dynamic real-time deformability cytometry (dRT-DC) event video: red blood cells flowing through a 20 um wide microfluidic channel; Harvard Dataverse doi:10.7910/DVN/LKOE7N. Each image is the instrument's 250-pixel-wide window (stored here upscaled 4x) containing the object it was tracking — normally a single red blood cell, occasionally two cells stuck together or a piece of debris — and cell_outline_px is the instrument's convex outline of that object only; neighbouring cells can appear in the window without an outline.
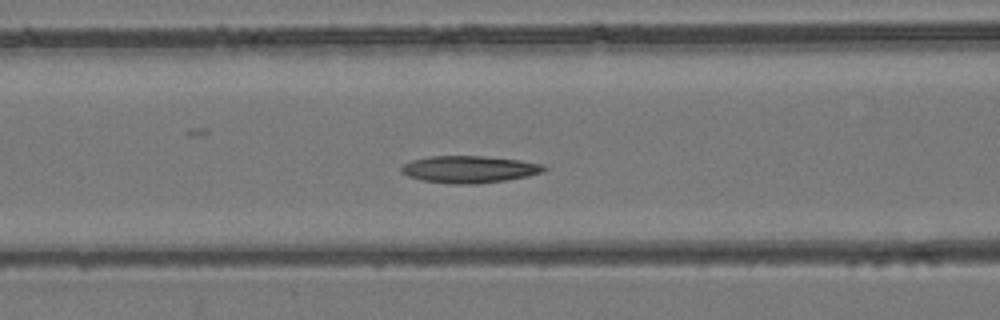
{"species": "common noctule bat (a hibernating species)", "species_latin": "Nyctalus noctula", "temperature_condition": "room temperature", "stored_images_in_passage": 48, "camera_frame_rate_fps": 3000, "um_per_image_px": 0.085, "animal": {"sex": "female", "body_mass_g": 24.6, "forearm_length_mm": 56.2}, "frame": {"image": 1, "passage_image": 19, "time_ms": 6.0, "image_size_px": [1000, 320], "cell_outline_px": [[548, 168], [544, 172], [528, 176], [480, 184], [452, 184], [420, 180], [408, 176], [400, 172], [400, 168], [404, 164], [412, 160], [432, 156], [484, 156], [520, 160], [544, 164]], "centroid_in_image_um": [39.91, 14.39], "position_along_channel_um": 126.7, "area_um2": 22.66}}
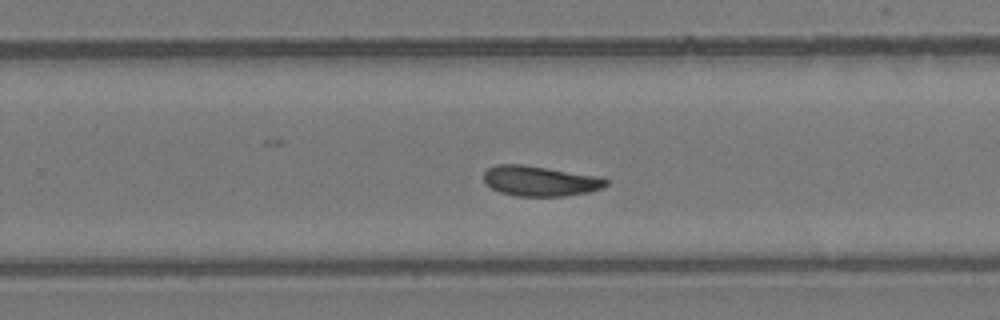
{"frame": {"image": 2, "passage_image": 30, "time_ms": 9.667, "image_size_px": [1000, 320], "cell_outline_px": [[608, 184], [604, 188], [588, 192], [564, 196], [516, 196], [500, 192], [492, 188], [484, 180], [484, 172], [488, 168], [496, 164], [520, 164], [600, 176], [608, 180]], "centroid_in_image_um": [45.93, 15.38], "position_along_channel_um": 283.9, "area_um2": 21.5}}
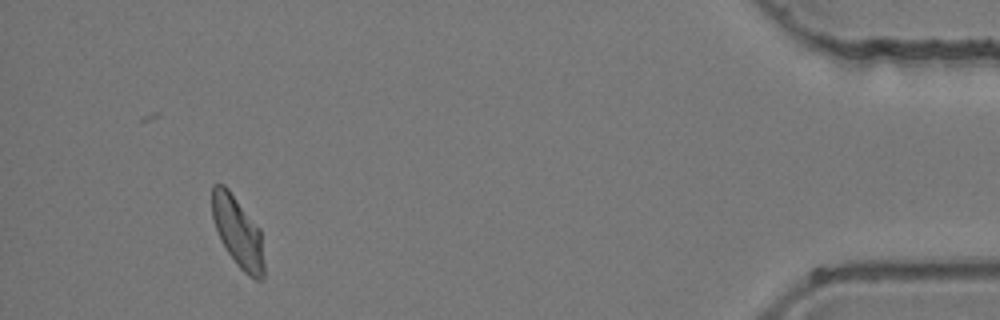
{"frame": {"image": 3, "passage_image": 44, "time_ms": 14.333, "image_size_px": [1000, 320], "cell_outline_px": [[264, 280], [256, 280], [248, 276], [236, 264], [220, 240], [212, 216], [212, 184], [224, 184], [228, 188], [260, 228], [264, 264]], "centroid_in_image_um": [20.22, 19.73], "position_along_channel_um": 415.0, "area_um2": 21.44}}